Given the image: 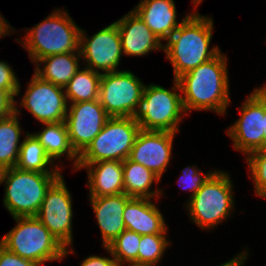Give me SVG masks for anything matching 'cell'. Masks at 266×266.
Here are the masks:
<instances>
[{
    "instance_id": "cell-39",
    "label": "cell",
    "mask_w": 266,
    "mask_h": 266,
    "mask_svg": "<svg viewBox=\"0 0 266 266\" xmlns=\"http://www.w3.org/2000/svg\"><path fill=\"white\" fill-rule=\"evenodd\" d=\"M202 0H193V3L197 6L198 4L201 3Z\"/></svg>"
},
{
    "instance_id": "cell-38",
    "label": "cell",
    "mask_w": 266,
    "mask_h": 266,
    "mask_svg": "<svg viewBox=\"0 0 266 266\" xmlns=\"http://www.w3.org/2000/svg\"><path fill=\"white\" fill-rule=\"evenodd\" d=\"M127 266H155V265L130 264V265H127Z\"/></svg>"
},
{
    "instance_id": "cell-29",
    "label": "cell",
    "mask_w": 266,
    "mask_h": 266,
    "mask_svg": "<svg viewBox=\"0 0 266 266\" xmlns=\"http://www.w3.org/2000/svg\"><path fill=\"white\" fill-rule=\"evenodd\" d=\"M246 159L252 172L255 192L259 197L266 198V148L254 151Z\"/></svg>"
},
{
    "instance_id": "cell-16",
    "label": "cell",
    "mask_w": 266,
    "mask_h": 266,
    "mask_svg": "<svg viewBox=\"0 0 266 266\" xmlns=\"http://www.w3.org/2000/svg\"><path fill=\"white\" fill-rule=\"evenodd\" d=\"M122 52L127 56H142L152 50H163L161 41L134 10L116 21Z\"/></svg>"
},
{
    "instance_id": "cell-9",
    "label": "cell",
    "mask_w": 266,
    "mask_h": 266,
    "mask_svg": "<svg viewBox=\"0 0 266 266\" xmlns=\"http://www.w3.org/2000/svg\"><path fill=\"white\" fill-rule=\"evenodd\" d=\"M144 87L131 71L102 73L98 100L110 117H136Z\"/></svg>"
},
{
    "instance_id": "cell-1",
    "label": "cell",
    "mask_w": 266,
    "mask_h": 266,
    "mask_svg": "<svg viewBox=\"0 0 266 266\" xmlns=\"http://www.w3.org/2000/svg\"><path fill=\"white\" fill-rule=\"evenodd\" d=\"M226 62V56L219 53L176 79L184 93L185 112L195 109L225 114L230 103Z\"/></svg>"
},
{
    "instance_id": "cell-22",
    "label": "cell",
    "mask_w": 266,
    "mask_h": 266,
    "mask_svg": "<svg viewBox=\"0 0 266 266\" xmlns=\"http://www.w3.org/2000/svg\"><path fill=\"white\" fill-rule=\"evenodd\" d=\"M44 125H46V128L40 133H33V135L44 147L49 158L54 161L53 159L56 160L57 158H60L61 155L67 154L68 159H74V168L76 169L79 155L71 146L65 121L44 123Z\"/></svg>"
},
{
    "instance_id": "cell-28",
    "label": "cell",
    "mask_w": 266,
    "mask_h": 266,
    "mask_svg": "<svg viewBox=\"0 0 266 266\" xmlns=\"http://www.w3.org/2000/svg\"><path fill=\"white\" fill-rule=\"evenodd\" d=\"M166 234L142 235L138 250V264L156 265L169 242Z\"/></svg>"
},
{
    "instance_id": "cell-31",
    "label": "cell",
    "mask_w": 266,
    "mask_h": 266,
    "mask_svg": "<svg viewBox=\"0 0 266 266\" xmlns=\"http://www.w3.org/2000/svg\"><path fill=\"white\" fill-rule=\"evenodd\" d=\"M20 87L18 79L8 63L0 61V89L9 91L13 96H18Z\"/></svg>"
},
{
    "instance_id": "cell-7",
    "label": "cell",
    "mask_w": 266,
    "mask_h": 266,
    "mask_svg": "<svg viewBox=\"0 0 266 266\" xmlns=\"http://www.w3.org/2000/svg\"><path fill=\"white\" fill-rule=\"evenodd\" d=\"M175 92L167 90L159 85L145 86L141 105L136 115L141 130L167 131L176 133L181 114L186 113L182 96L176 90H180L179 84L174 79Z\"/></svg>"
},
{
    "instance_id": "cell-14",
    "label": "cell",
    "mask_w": 266,
    "mask_h": 266,
    "mask_svg": "<svg viewBox=\"0 0 266 266\" xmlns=\"http://www.w3.org/2000/svg\"><path fill=\"white\" fill-rule=\"evenodd\" d=\"M79 50L91 70L98 73V69L105 73L117 71L116 67H118L123 53L116 22L95 33L90 39L81 29Z\"/></svg>"
},
{
    "instance_id": "cell-30",
    "label": "cell",
    "mask_w": 266,
    "mask_h": 266,
    "mask_svg": "<svg viewBox=\"0 0 266 266\" xmlns=\"http://www.w3.org/2000/svg\"><path fill=\"white\" fill-rule=\"evenodd\" d=\"M200 171L201 170L197 171L196 167L191 168V166H187L185 169L182 170V176L179 179V182L182 184L183 187L181 185L180 186L182 188H185L186 190H191V197L194 196L196 192L201 189V186L213 173L209 172L203 176Z\"/></svg>"
},
{
    "instance_id": "cell-2",
    "label": "cell",
    "mask_w": 266,
    "mask_h": 266,
    "mask_svg": "<svg viewBox=\"0 0 266 266\" xmlns=\"http://www.w3.org/2000/svg\"><path fill=\"white\" fill-rule=\"evenodd\" d=\"M213 19L197 12L190 14L166 40L163 46L166 58L171 61L174 79L220 53L218 47L209 49L212 38Z\"/></svg>"
},
{
    "instance_id": "cell-17",
    "label": "cell",
    "mask_w": 266,
    "mask_h": 266,
    "mask_svg": "<svg viewBox=\"0 0 266 266\" xmlns=\"http://www.w3.org/2000/svg\"><path fill=\"white\" fill-rule=\"evenodd\" d=\"M131 197L125 193L90 197L91 205L100 227L103 246H109L125 229L123 213Z\"/></svg>"
},
{
    "instance_id": "cell-4",
    "label": "cell",
    "mask_w": 266,
    "mask_h": 266,
    "mask_svg": "<svg viewBox=\"0 0 266 266\" xmlns=\"http://www.w3.org/2000/svg\"><path fill=\"white\" fill-rule=\"evenodd\" d=\"M17 226L0 241L8 251L40 264L62 260L68 251L35 216L14 217Z\"/></svg>"
},
{
    "instance_id": "cell-23",
    "label": "cell",
    "mask_w": 266,
    "mask_h": 266,
    "mask_svg": "<svg viewBox=\"0 0 266 266\" xmlns=\"http://www.w3.org/2000/svg\"><path fill=\"white\" fill-rule=\"evenodd\" d=\"M124 175V193L134 198L155 197L161 193L158 189L151 191L153 181L159 182L160 178L151 170L141 164L130 161L128 158L122 161Z\"/></svg>"
},
{
    "instance_id": "cell-5",
    "label": "cell",
    "mask_w": 266,
    "mask_h": 266,
    "mask_svg": "<svg viewBox=\"0 0 266 266\" xmlns=\"http://www.w3.org/2000/svg\"><path fill=\"white\" fill-rule=\"evenodd\" d=\"M69 14L61 9L52 12L41 23L37 24L29 34L25 35L24 48L29 52L32 61L53 54L80 52V28ZM27 36V37H26Z\"/></svg>"
},
{
    "instance_id": "cell-21",
    "label": "cell",
    "mask_w": 266,
    "mask_h": 266,
    "mask_svg": "<svg viewBox=\"0 0 266 266\" xmlns=\"http://www.w3.org/2000/svg\"><path fill=\"white\" fill-rule=\"evenodd\" d=\"M80 57H82L80 52L46 56L37 61L34 73L43 80L64 88L80 69L78 64ZM38 62L45 64L43 70L39 68Z\"/></svg>"
},
{
    "instance_id": "cell-12",
    "label": "cell",
    "mask_w": 266,
    "mask_h": 266,
    "mask_svg": "<svg viewBox=\"0 0 266 266\" xmlns=\"http://www.w3.org/2000/svg\"><path fill=\"white\" fill-rule=\"evenodd\" d=\"M65 123L74 151L80 155L100 133L110 116L99 100L72 103Z\"/></svg>"
},
{
    "instance_id": "cell-33",
    "label": "cell",
    "mask_w": 266,
    "mask_h": 266,
    "mask_svg": "<svg viewBox=\"0 0 266 266\" xmlns=\"http://www.w3.org/2000/svg\"><path fill=\"white\" fill-rule=\"evenodd\" d=\"M14 96L6 90L0 89V119L6 118L15 112Z\"/></svg>"
},
{
    "instance_id": "cell-27",
    "label": "cell",
    "mask_w": 266,
    "mask_h": 266,
    "mask_svg": "<svg viewBox=\"0 0 266 266\" xmlns=\"http://www.w3.org/2000/svg\"><path fill=\"white\" fill-rule=\"evenodd\" d=\"M140 240V234L125 229L109 246L105 247V249L115 258L117 266H122L124 262L138 264Z\"/></svg>"
},
{
    "instance_id": "cell-35",
    "label": "cell",
    "mask_w": 266,
    "mask_h": 266,
    "mask_svg": "<svg viewBox=\"0 0 266 266\" xmlns=\"http://www.w3.org/2000/svg\"><path fill=\"white\" fill-rule=\"evenodd\" d=\"M247 253H240L239 256L234 257L233 259L227 261L226 263H223L220 266H241L242 263L244 262L243 260L246 259Z\"/></svg>"
},
{
    "instance_id": "cell-32",
    "label": "cell",
    "mask_w": 266,
    "mask_h": 266,
    "mask_svg": "<svg viewBox=\"0 0 266 266\" xmlns=\"http://www.w3.org/2000/svg\"><path fill=\"white\" fill-rule=\"evenodd\" d=\"M0 266H41V264L26 260L19 255L8 251L0 244Z\"/></svg>"
},
{
    "instance_id": "cell-20",
    "label": "cell",
    "mask_w": 266,
    "mask_h": 266,
    "mask_svg": "<svg viewBox=\"0 0 266 266\" xmlns=\"http://www.w3.org/2000/svg\"><path fill=\"white\" fill-rule=\"evenodd\" d=\"M80 168L88 170L90 197L124 193L122 161L110 160L90 164H77L76 170Z\"/></svg>"
},
{
    "instance_id": "cell-11",
    "label": "cell",
    "mask_w": 266,
    "mask_h": 266,
    "mask_svg": "<svg viewBox=\"0 0 266 266\" xmlns=\"http://www.w3.org/2000/svg\"><path fill=\"white\" fill-rule=\"evenodd\" d=\"M71 194L62 175L51 185L35 217L65 248L72 243Z\"/></svg>"
},
{
    "instance_id": "cell-19",
    "label": "cell",
    "mask_w": 266,
    "mask_h": 266,
    "mask_svg": "<svg viewBox=\"0 0 266 266\" xmlns=\"http://www.w3.org/2000/svg\"><path fill=\"white\" fill-rule=\"evenodd\" d=\"M155 36L167 40L181 23L176 21V8L173 0H141L133 9Z\"/></svg>"
},
{
    "instance_id": "cell-13",
    "label": "cell",
    "mask_w": 266,
    "mask_h": 266,
    "mask_svg": "<svg viewBox=\"0 0 266 266\" xmlns=\"http://www.w3.org/2000/svg\"><path fill=\"white\" fill-rule=\"evenodd\" d=\"M64 88L45 81L34 73L21 104L40 122L65 121L68 105Z\"/></svg>"
},
{
    "instance_id": "cell-24",
    "label": "cell",
    "mask_w": 266,
    "mask_h": 266,
    "mask_svg": "<svg viewBox=\"0 0 266 266\" xmlns=\"http://www.w3.org/2000/svg\"><path fill=\"white\" fill-rule=\"evenodd\" d=\"M19 113L20 111L15 107L14 113L0 119V171L15 167L17 164L20 150L18 142L21 134L17 118Z\"/></svg>"
},
{
    "instance_id": "cell-25",
    "label": "cell",
    "mask_w": 266,
    "mask_h": 266,
    "mask_svg": "<svg viewBox=\"0 0 266 266\" xmlns=\"http://www.w3.org/2000/svg\"><path fill=\"white\" fill-rule=\"evenodd\" d=\"M26 139L20 144L19 156L16 168L23 171H35L40 173H59V168H53L52 171L46 169L50 161L44 147L33 134L26 133Z\"/></svg>"
},
{
    "instance_id": "cell-3",
    "label": "cell",
    "mask_w": 266,
    "mask_h": 266,
    "mask_svg": "<svg viewBox=\"0 0 266 266\" xmlns=\"http://www.w3.org/2000/svg\"><path fill=\"white\" fill-rule=\"evenodd\" d=\"M61 173L23 171L16 167L0 171V184L5 183L3 203L14 217L36 216L51 185Z\"/></svg>"
},
{
    "instance_id": "cell-34",
    "label": "cell",
    "mask_w": 266,
    "mask_h": 266,
    "mask_svg": "<svg viewBox=\"0 0 266 266\" xmlns=\"http://www.w3.org/2000/svg\"><path fill=\"white\" fill-rule=\"evenodd\" d=\"M81 266H117L115 258H103L100 256H89L83 260Z\"/></svg>"
},
{
    "instance_id": "cell-15",
    "label": "cell",
    "mask_w": 266,
    "mask_h": 266,
    "mask_svg": "<svg viewBox=\"0 0 266 266\" xmlns=\"http://www.w3.org/2000/svg\"><path fill=\"white\" fill-rule=\"evenodd\" d=\"M175 133L140 130L128 159L151 170L161 178L167 169Z\"/></svg>"
},
{
    "instance_id": "cell-10",
    "label": "cell",
    "mask_w": 266,
    "mask_h": 266,
    "mask_svg": "<svg viewBox=\"0 0 266 266\" xmlns=\"http://www.w3.org/2000/svg\"><path fill=\"white\" fill-rule=\"evenodd\" d=\"M241 107L239 120L227 133L234 142V149L249 155L264 148L265 86L256 88Z\"/></svg>"
},
{
    "instance_id": "cell-8",
    "label": "cell",
    "mask_w": 266,
    "mask_h": 266,
    "mask_svg": "<svg viewBox=\"0 0 266 266\" xmlns=\"http://www.w3.org/2000/svg\"><path fill=\"white\" fill-rule=\"evenodd\" d=\"M188 202L191 220L201 229L212 228L233 208L232 182L223 171H214Z\"/></svg>"
},
{
    "instance_id": "cell-26",
    "label": "cell",
    "mask_w": 266,
    "mask_h": 266,
    "mask_svg": "<svg viewBox=\"0 0 266 266\" xmlns=\"http://www.w3.org/2000/svg\"><path fill=\"white\" fill-rule=\"evenodd\" d=\"M78 70L64 87L66 100L72 103L81 101L98 100L99 85L102 73L95 72L90 68Z\"/></svg>"
},
{
    "instance_id": "cell-37",
    "label": "cell",
    "mask_w": 266,
    "mask_h": 266,
    "mask_svg": "<svg viewBox=\"0 0 266 266\" xmlns=\"http://www.w3.org/2000/svg\"><path fill=\"white\" fill-rule=\"evenodd\" d=\"M265 130H264V148H266V85H265Z\"/></svg>"
},
{
    "instance_id": "cell-6",
    "label": "cell",
    "mask_w": 266,
    "mask_h": 266,
    "mask_svg": "<svg viewBox=\"0 0 266 266\" xmlns=\"http://www.w3.org/2000/svg\"><path fill=\"white\" fill-rule=\"evenodd\" d=\"M140 130L135 117H110L100 133L79 155L78 164L126 160Z\"/></svg>"
},
{
    "instance_id": "cell-36",
    "label": "cell",
    "mask_w": 266,
    "mask_h": 266,
    "mask_svg": "<svg viewBox=\"0 0 266 266\" xmlns=\"http://www.w3.org/2000/svg\"><path fill=\"white\" fill-rule=\"evenodd\" d=\"M8 22L3 19V17L0 15V37L7 35L9 33V27L10 25L7 24Z\"/></svg>"
},
{
    "instance_id": "cell-18",
    "label": "cell",
    "mask_w": 266,
    "mask_h": 266,
    "mask_svg": "<svg viewBox=\"0 0 266 266\" xmlns=\"http://www.w3.org/2000/svg\"><path fill=\"white\" fill-rule=\"evenodd\" d=\"M150 200L149 198L131 197L127 201L123 213L126 229L141 236L167 233L162 213Z\"/></svg>"
}]
</instances>
